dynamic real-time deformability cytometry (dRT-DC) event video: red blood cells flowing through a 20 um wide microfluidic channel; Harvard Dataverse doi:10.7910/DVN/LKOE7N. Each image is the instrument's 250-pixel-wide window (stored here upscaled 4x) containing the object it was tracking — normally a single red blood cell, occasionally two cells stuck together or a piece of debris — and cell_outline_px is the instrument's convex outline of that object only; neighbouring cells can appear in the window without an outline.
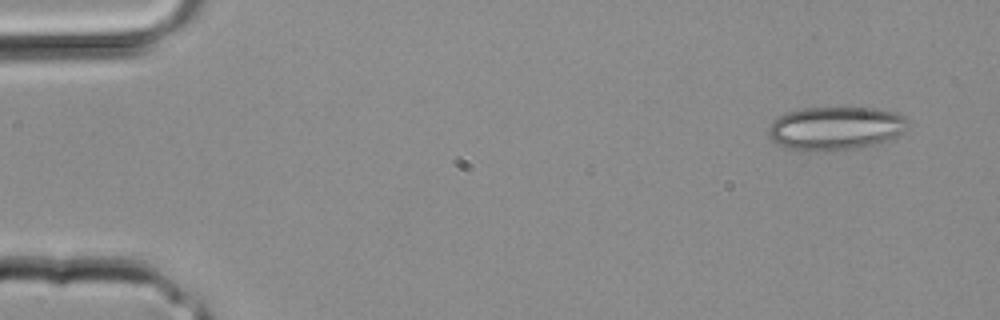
{"species": "common noctule bat (a hibernating species)", "species_latin": "Nyctalus noctula", "temperature_condition": "room temperature", "stored_images_in_passage": 31, "camera_frame_rate_fps": 3000, "um_per_image_px": 0.085, "animal": {"sex": "male", "body_mass_g": 20.4}, "frame": {"image": 1, "passage_image": 1, "time_ms": 0.0, "image_size_px": [1000, 320], "cell_outline_px": [[912, 124], [904, 132], [880, 144], [860, 148], [832, 152], [804, 152], [788, 148], [772, 140], [768, 136], [768, 128], [772, 120], [788, 112], [804, 108], [876, 108], [896, 112], [904, 116]], "centroid_in_image_um": [71.06, 10.93], "position_along_channel_um": 13.9, "area_um2": 36.18}}
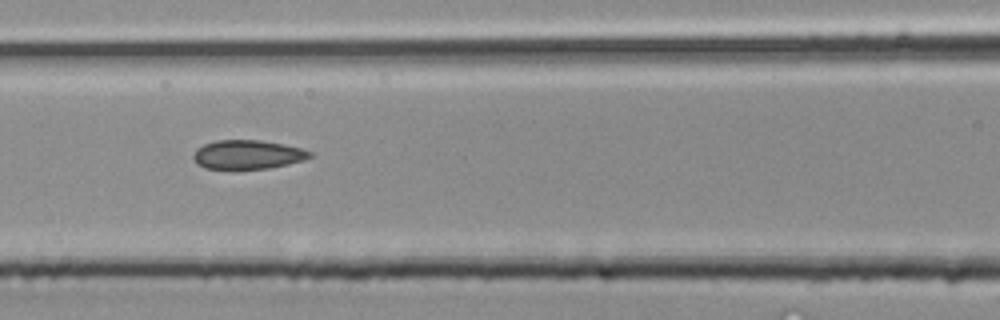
{"frame": {"image": 2, "passage_image": 13, "time_ms": 4.0, "image_size_px": [1000, 320], "cell_outline_px": [[316, 156], [304, 160], [288, 164], [268, 168], [236, 172], [204, 168], [196, 164], [192, 156], [196, 148], [204, 144], [216, 140], [260, 140], [284, 144], [300, 148], [312, 152]], "centroid_in_image_um": [21.02, 13.18], "position_along_channel_um": 145.6, "area_um2": 20.63}}
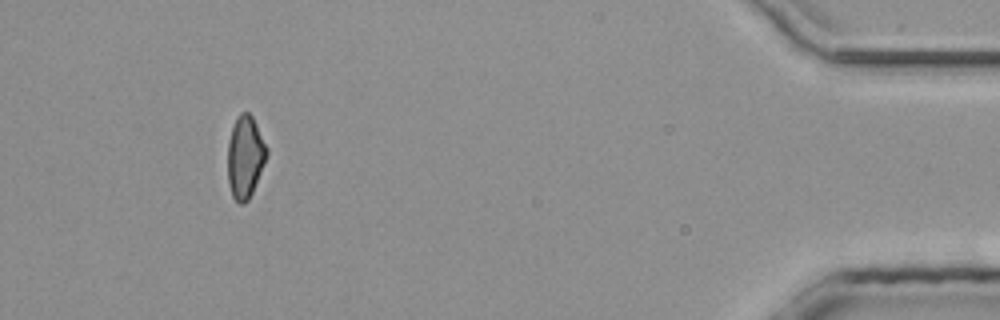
{"frame": {"image": 3, "passage_image": 29, "time_ms": 9.333, "image_size_px": [1000, 320], "cell_outline_px": [[268, 156], [252, 192], [248, 200], [244, 204], [240, 204], [232, 196], [228, 184], [228, 144], [232, 128], [236, 116], [240, 112], [248, 112], [252, 116], [268, 148]], "centroid_in_image_um": [20.84, 13.34], "position_along_channel_um": 414.4, "area_um2": 18.79}}